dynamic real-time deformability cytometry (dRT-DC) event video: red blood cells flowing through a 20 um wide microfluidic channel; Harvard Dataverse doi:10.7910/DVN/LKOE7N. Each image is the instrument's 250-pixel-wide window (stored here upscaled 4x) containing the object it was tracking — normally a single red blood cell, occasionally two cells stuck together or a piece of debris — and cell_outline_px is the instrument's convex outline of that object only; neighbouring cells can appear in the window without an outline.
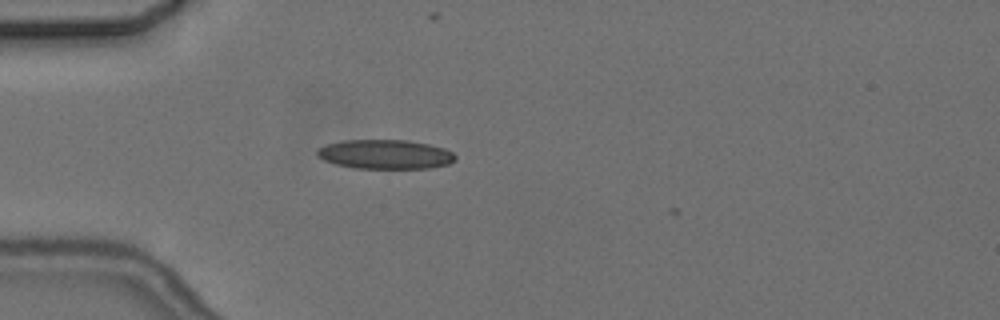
{"species": "common noctule bat (a hibernating species)", "species_latin": "Nyctalus noctula", "temperature_condition": "cold", "stored_images_in_passage": 1, "camera_frame_rate_fps": 3000, "um_per_image_px": 0.085, "animal": {"sex": "female", "body_mass_g": 24.6, "forearm_length_mm": 56.2}, "frame": {"image": 1, "passage_image": 1, "time_ms": 0.0, "image_size_px": [1000, 320], "cell_outline_px": [[456, 160], [448, 164], [432, 168], [356, 168], [336, 164], [324, 160], [316, 156], [316, 148], [324, 144], [344, 140], [408, 140], [428, 144], [444, 148], [452, 152], [456, 156]], "centroid_in_image_um": [32.72, 13.11], "position_along_channel_um": 52.3, "area_um2": 23.76}}